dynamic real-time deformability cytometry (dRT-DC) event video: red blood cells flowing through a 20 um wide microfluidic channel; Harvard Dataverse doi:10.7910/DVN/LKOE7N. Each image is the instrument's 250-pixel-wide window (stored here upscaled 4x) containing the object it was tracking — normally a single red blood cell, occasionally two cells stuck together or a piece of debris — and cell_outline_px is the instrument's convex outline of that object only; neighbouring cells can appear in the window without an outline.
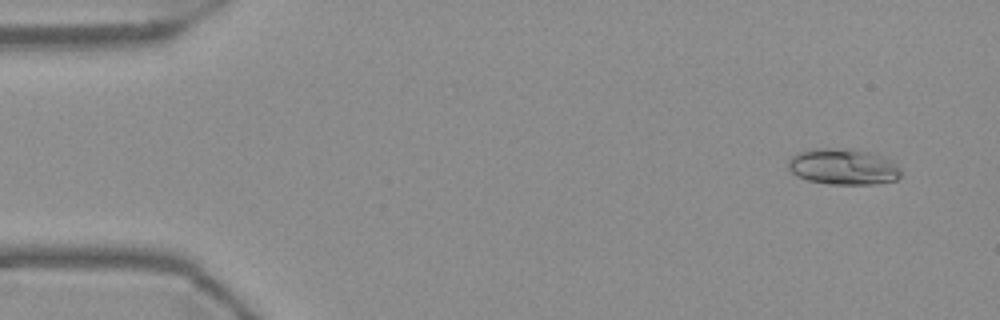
{"species": "Egyptian fruit bat (a non-hibernating species)", "species_latin": "Rousettus aegyptiacus", "temperature_condition": "warm", "stored_images_in_passage": 16, "camera_frame_rate_fps": 3000, "um_per_image_px": 0.085, "frame": {"image": 1, "passage_image": 4, "time_ms": 1.0, "image_size_px": [1000, 320], "cell_outline_px": [[900, 176], [896, 180], [876, 184], [828, 184], [808, 180], [796, 176], [788, 168], [788, 160], [792, 156], [800, 152], [812, 148], [856, 148], [876, 152], [888, 156], [900, 168]], "centroid_in_image_um": [71.72, 14.14], "position_along_channel_um": 13.3, "area_um2": 24.33}}
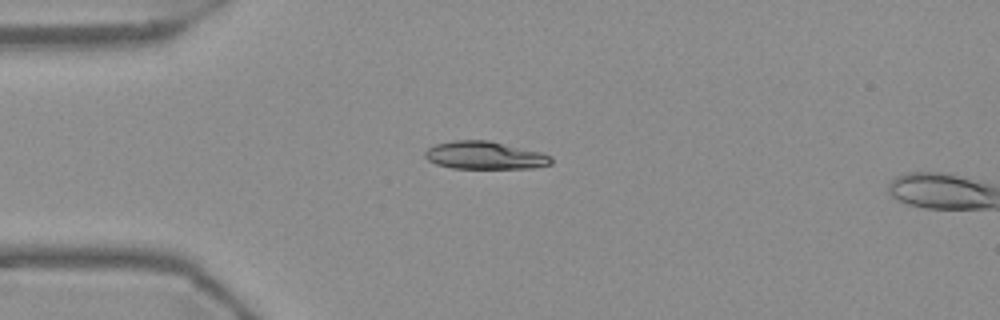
{"frame": {"image": 2, "passage_image": 14, "time_ms": 4.333, "image_size_px": [1000, 320], "cell_outline_px": [[552, 164], [532, 168], [452, 168], [436, 164], [428, 160], [424, 156], [424, 152], [428, 148], [436, 144], [452, 140], [488, 140], [540, 152], [552, 156]], "centroid_in_image_um": [41.19, 13.2], "position_along_channel_um": 43.8, "area_um2": 20.4}}